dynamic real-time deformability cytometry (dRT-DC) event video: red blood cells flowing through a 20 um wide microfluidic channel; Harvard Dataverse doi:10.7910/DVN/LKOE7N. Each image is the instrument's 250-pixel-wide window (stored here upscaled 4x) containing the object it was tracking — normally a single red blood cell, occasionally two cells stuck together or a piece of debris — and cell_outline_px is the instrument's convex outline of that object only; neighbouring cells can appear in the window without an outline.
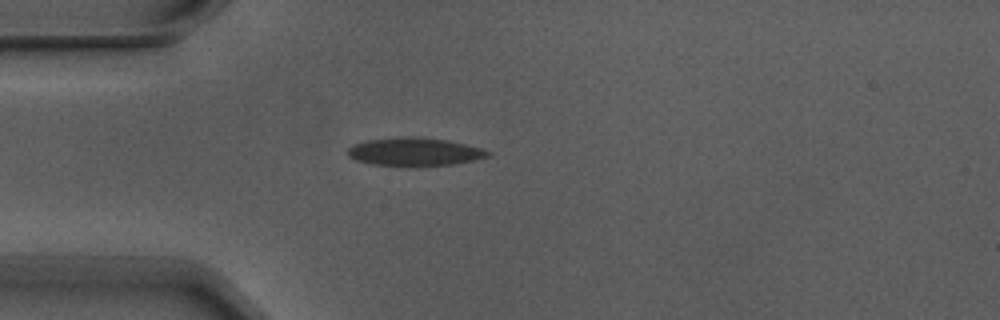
{"species": "Egyptian fruit bat (a non-hibernating species)", "species_latin": "Rousettus aegyptiacus", "temperature_condition": "warm", "stored_images_in_passage": 4, "camera_frame_rate_fps": 3000, "um_per_image_px": 0.085, "animal": {"sex": "male"}, "frame": {"image": 1, "passage_image": 3, "time_ms": 0.667, "image_size_px": [1000, 320], "cell_outline_px": [[492, 152], [488, 156], [476, 160], [452, 164], [412, 168], [408, 168], [372, 164], [356, 160], [348, 156], [348, 148], [356, 144], [368, 140], [412, 136], [444, 140], [464, 144], [480, 148]], "centroid_in_image_um": [35.23, 12.94], "position_along_channel_um": 49.8, "area_um2": 23.18}}